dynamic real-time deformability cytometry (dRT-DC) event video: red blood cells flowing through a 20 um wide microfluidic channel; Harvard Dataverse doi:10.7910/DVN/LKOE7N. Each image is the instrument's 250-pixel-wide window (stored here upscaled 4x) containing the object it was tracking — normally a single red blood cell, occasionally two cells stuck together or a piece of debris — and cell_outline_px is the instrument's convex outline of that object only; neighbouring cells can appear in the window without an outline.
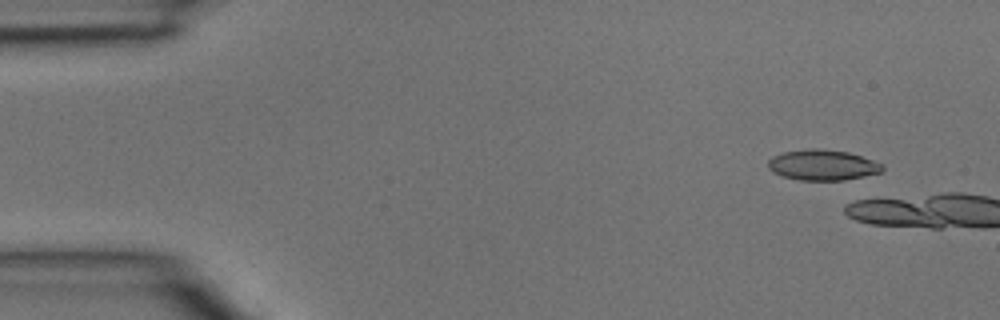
{"species": "common noctule bat (a hibernating species)", "species_latin": "Nyctalus noctula", "temperature_condition": "room temperature", "stored_images_in_passage": 2, "camera_frame_rate_fps": 3000, "um_per_image_px": 0.085, "animal": {"sex": "male", "body_mass_g": 15.6}, "frame": {"image": 1, "passage_image": 1, "time_ms": 0.0, "image_size_px": [1000, 320], "cell_outline_px": [[884, 168], [880, 172], [864, 176], [844, 180], [800, 180], [784, 176], [772, 172], [768, 168], [768, 160], [772, 156], [784, 152], [812, 148], [816, 148], [848, 152], [872, 160], [880, 164]], "centroid_in_image_um": [69.88, 14.02], "position_along_channel_um": 15.1, "area_um2": 20.11}}